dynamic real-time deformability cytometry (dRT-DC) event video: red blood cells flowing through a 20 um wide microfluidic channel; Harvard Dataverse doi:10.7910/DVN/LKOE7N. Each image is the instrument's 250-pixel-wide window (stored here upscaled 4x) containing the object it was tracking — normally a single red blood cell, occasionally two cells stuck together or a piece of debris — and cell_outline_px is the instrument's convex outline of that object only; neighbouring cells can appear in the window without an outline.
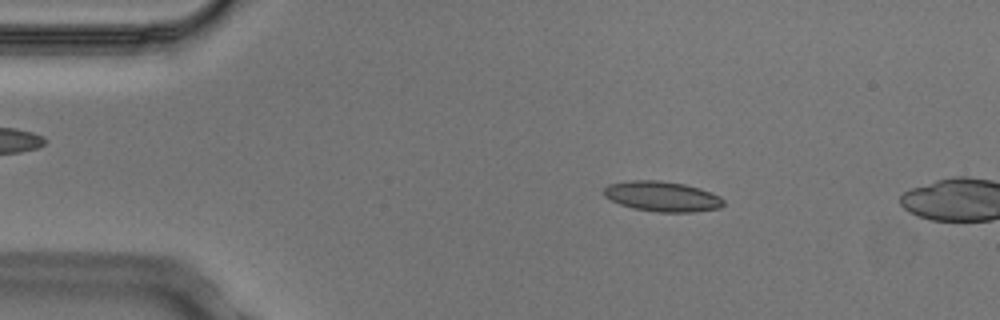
{"species": "Egyptian fruit bat (a non-hibernating species)", "species_latin": "Rousettus aegyptiacus", "temperature_condition": "cold", "stored_images_in_passage": 3, "camera_frame_rate_fps": 3000, "um_per_image_px": 0.085, "animal": {"sex": "male"}, "frame": {"image": 1, "passage_image": 2, "time_ms": 0.333, "image_size_px": [1000, 320], "cell_outline_px": [[724, 204], [720, 208], [692, 212], [660, 212], [632, 208], [620, 204], [604, 196], [604, 188], [608, 184], [628, 180], [660, 180], [684, 184], [700, 188], [720, 196], [724, 200]], "centroid_in_image_um": [56.29, 16.69], "position_along_channel_um": 28.7, "area_um2": 21.1}}